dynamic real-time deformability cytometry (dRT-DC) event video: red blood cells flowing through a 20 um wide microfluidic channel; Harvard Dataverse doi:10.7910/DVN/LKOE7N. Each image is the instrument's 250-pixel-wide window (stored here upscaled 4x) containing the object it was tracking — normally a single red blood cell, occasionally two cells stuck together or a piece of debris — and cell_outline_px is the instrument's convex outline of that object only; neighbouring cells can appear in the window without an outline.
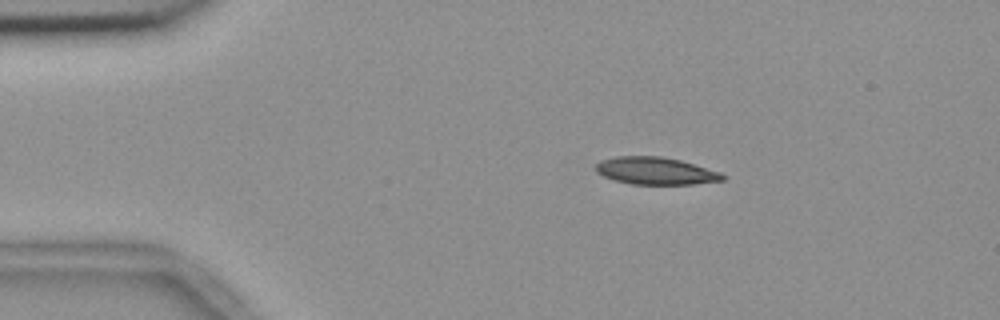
{"species": "common noctule bat (a hibernating species)", "species_latin": "Nyctalus noctula", "temperature_condition": "room temperature", "stored_images_in_passage": 6, "camera_frame_rate_fps": 3000, "um_per_image_px": 0.085, "animal": {"sex": "female", "body_mass_g": 18.4}, "frame": {"image": 1, "passage_image": 2, "time_ms": 0.333, "image_size_px": [1000, 320], "cell_outline_px": [[728, 176], [724, 180], [692, 184], [632, 184], [616, 180], [604, 176], [596, 172], [596, 164], [600, 160], [616, 156], [660, 156], [680, 160], [720, 172]], "centroid_in_image_um": [55.73, 14.52], "position_along_channel_um": 29.3, "area_um2": 20.11}}
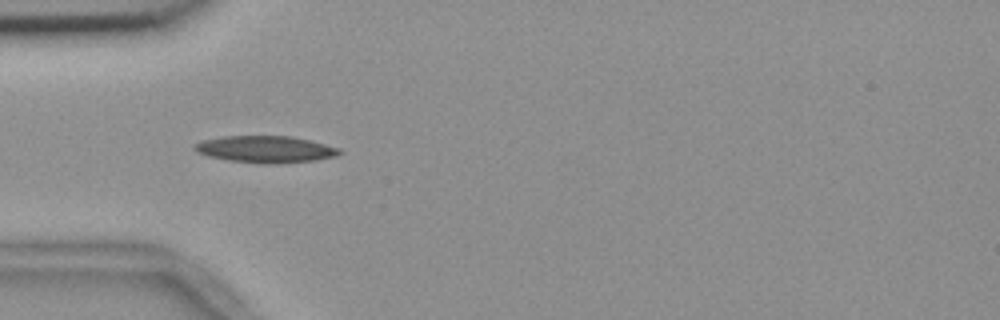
{"frame": {"image": 2, "passage_image": 4, "time_ms": 1.0, "image_size_px": [1000, 320], "cell_outline_px": [[344, 152], [336, 156], [316, 160], [268, 164], [264, 164], [228, 160], [208, 156], [192, 148], [196, 144], [204, 140], [224, 136], [292, 136], [340, 148]], "centroid_in_image_um": [22.61, 12.69], "position_along_channel_um": 62.4, "area_um2": 22.43}}
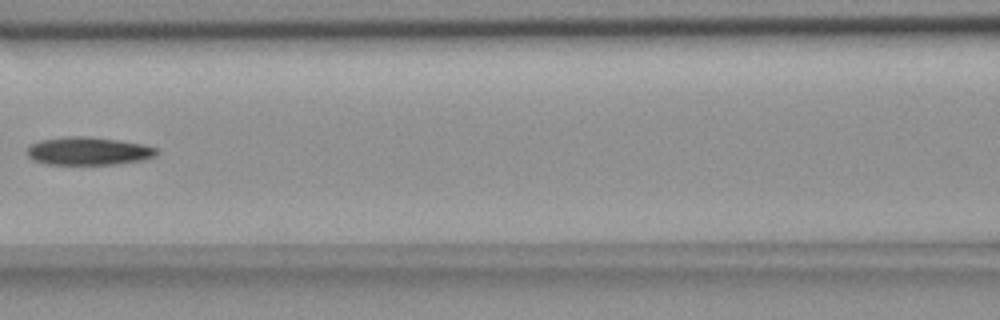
{"frame": {"image": 3, "passage_image": 6, "time_ms": 1.667, "image_size_px": [1000, 320], "cell_outline_px": [[160, 152], [156, 156], [144, 160], [116, 164], [44, 164], [32, 160], [28, 156], [28, 148], [32, 144], [40, 140], [72, 136], [84, 136], [120, 140], [144, 144], [156, 148]], "centroid_in_image_um": [7.56, 12.84], "position_along_channel_um": 159.0, "area_um2": 21.21}}